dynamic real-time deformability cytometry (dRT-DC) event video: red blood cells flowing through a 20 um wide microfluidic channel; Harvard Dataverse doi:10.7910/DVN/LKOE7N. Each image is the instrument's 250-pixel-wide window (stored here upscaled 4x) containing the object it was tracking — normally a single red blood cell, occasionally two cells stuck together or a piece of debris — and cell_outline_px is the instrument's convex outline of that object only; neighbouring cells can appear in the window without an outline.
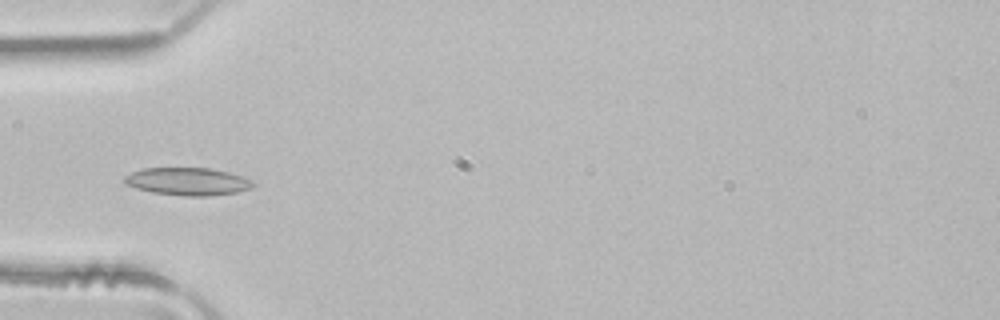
{"species": "common noctule bat (a hibernating species)", "species_latin": "Nyctalus noctula", "temperature_condition": "room temperature", "stored_images_in_passage": 5, "camera_frame_rate_fps": 3000, "um_per_image_px": 0.085, "animal": {"sex": "male", "body_mass_g": 21.5, "forearm_length_mm": 52.0}, "frame": {"image": 1, "passage_image": 5, "time_ms": 1.333, "image_size_px": [1000, 320], "cell_outline_px": [[256, 184], [252, 188], [236, 192], [208, 196], [184, 196], [152, 192], [136, 188], [124, 184], [124, 176], [132, 172], [144, 168], [212, 168], [228, 172], [240, 176]], "centroid_in_image_um": [15.92, 15.42], "position_along_channel_um": 69.1, "area_um2": 20.63}}